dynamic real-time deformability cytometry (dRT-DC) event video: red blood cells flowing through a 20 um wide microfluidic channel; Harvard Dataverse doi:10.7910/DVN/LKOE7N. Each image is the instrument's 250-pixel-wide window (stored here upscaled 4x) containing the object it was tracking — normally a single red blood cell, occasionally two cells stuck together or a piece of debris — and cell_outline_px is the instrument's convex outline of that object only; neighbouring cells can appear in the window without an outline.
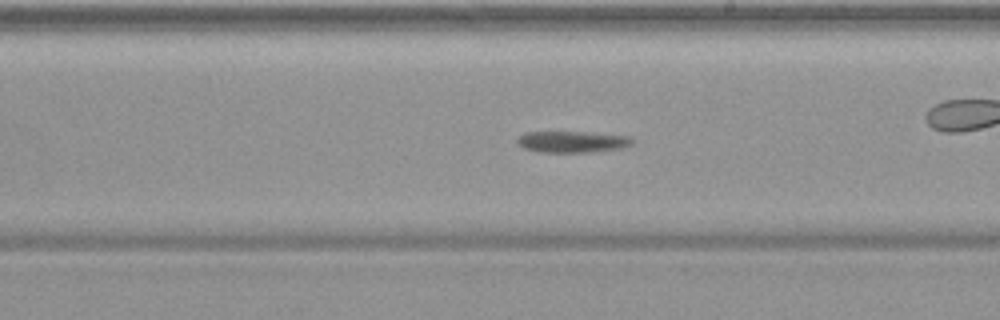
{"species": "common noctule bat (a hibernating species)", "species_latin": "Nyctalus noctula", "temperature_condition": "warm", "stored_images_in_passage": 47, "camera_frame_rate_fps": 3000, "um_per_image_px": 0.085, "animal": {"sex": "female", "body_mass_g": 19.9}, "frame": {"image": 1, "passage_image": 33, "time_ms": 10.667, "image_size_px": [1000, 320], "cell_outline_px": [[632, 144], [620, 148], [588, 152], [540, 152], [524, 148], [516, 140], [524, 132], [584, 132], [628, 136], [632, 140]], "centroid_in_image_um": [48.61, 12.05], "position_along_channel_um": 240.4, "area_um2": 14.05}, "authors_computed_cell_mechanics": {"area_um2": 15.8372, "velocity_mm_per_s": 3.5324, "shape_relaxation_time_tau1_ms": null, "shape_relaxation_time_tau2_ms": 1.5304, "deformation_change_tau1": null, "deformation_change_tau2": 0.0353}}